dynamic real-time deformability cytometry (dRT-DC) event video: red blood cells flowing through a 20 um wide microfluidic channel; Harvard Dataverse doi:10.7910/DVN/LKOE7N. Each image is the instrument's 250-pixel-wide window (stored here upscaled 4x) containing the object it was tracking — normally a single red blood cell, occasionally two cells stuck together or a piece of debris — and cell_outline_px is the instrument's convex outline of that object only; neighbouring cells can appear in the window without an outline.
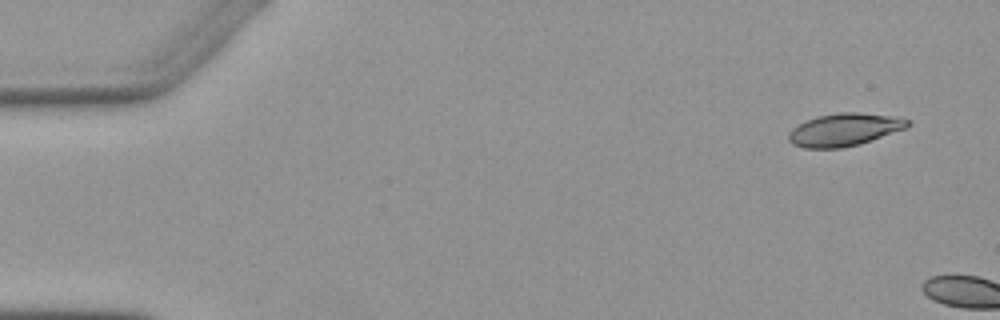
{"species": "Egyptian fruit bat (a non-hibernating species)", "species_latin": "Rousettus aegyptiacus", "temperature_condition": "warm", "stored_images_in_passage": 2, "camera_frame_rate_fps": 3000, "um_per_image_px": 0.085, "animal": {"sex": "female"}, "frame": {"image": 1, "passage_image": 1, "time_ms": 0.0, "image_size_px": [1000, 320], "cell_outline_px": [[912, 124], [908, 128], [860, 144], [840, 148], [804, 148], [792, 144], [788, 140], [788, 132], [792, 128], [816, 116], [836, 112], [860, 112], [896, 116], [912, 120]], "centroid_in_image_um": [71.82, 11.01], "position_along_channel_um": 13.2, "area_um2": 23.06}}